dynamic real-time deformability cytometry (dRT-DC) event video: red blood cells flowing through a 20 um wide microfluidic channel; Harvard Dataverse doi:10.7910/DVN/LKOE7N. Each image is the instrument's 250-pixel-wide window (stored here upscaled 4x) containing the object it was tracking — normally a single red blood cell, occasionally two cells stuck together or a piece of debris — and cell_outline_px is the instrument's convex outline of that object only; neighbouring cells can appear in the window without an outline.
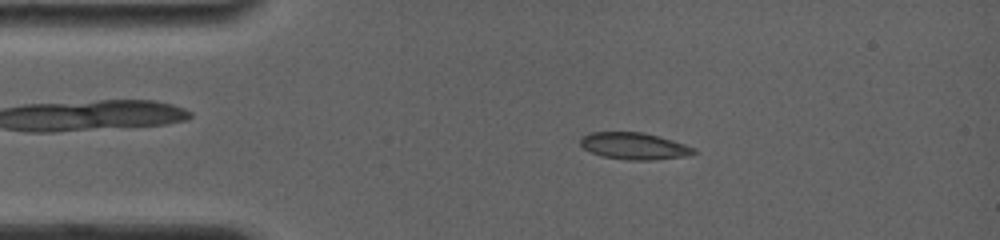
{"species": "common noctule bat (a hibernating species)", "species_latin": "Nyctalus noctula", "temperature_condition": "room temperature", "stored_images_in_passage": 6, "camera_frame_rate_fps": 4000, "um_per_image_px": 0.085, "animal": {"sex": "female", "body_mass_g": 19.0, "forearm_length_mm": 56.7}, "frame": {"image": 1, "passage_image": 4, "time_ms": 2.25, "image_size_px": [1000, 240], "cell_outline_px": [[696, 152], [688, 156], [652, 160], [628, 160], [604, 156], [592, 152], [584, 148], [580, 144], [580, 140], [588, 132], [644, 132], [672, 140], [696, 148]], "centroid_in_image_um": [53.93, 12.41], "position_along_channel_um": 31.1, "area_um2": 17.63}}